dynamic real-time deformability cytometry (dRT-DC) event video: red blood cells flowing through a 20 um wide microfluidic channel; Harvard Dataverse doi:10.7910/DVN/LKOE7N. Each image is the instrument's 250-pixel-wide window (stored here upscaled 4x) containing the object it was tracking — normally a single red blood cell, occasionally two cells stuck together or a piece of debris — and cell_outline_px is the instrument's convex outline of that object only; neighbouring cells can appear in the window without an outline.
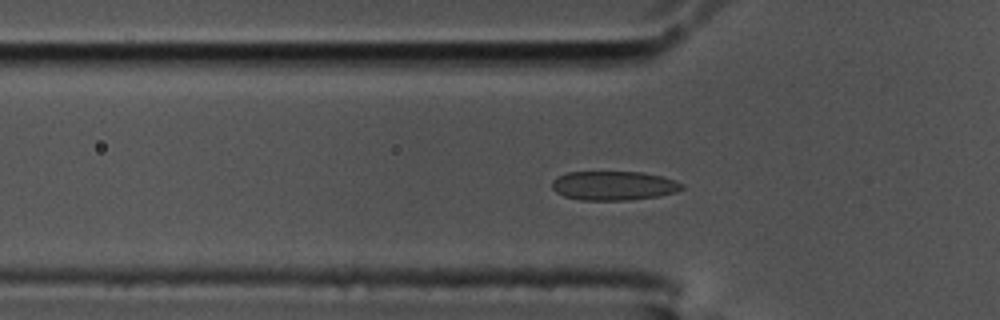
{"species": "common noctule bat (a hibernating species)", "species_latin": "Nyctalus noctula", "temperature_condition": "cold", "stored_images_in_passage": 53, "camera_frame_rate_fps": 3000, "um_per_image_px": 0.085, "animal": {"sex": "male", "body_mass_g": 17.5, "forearm_length_mm": 52.3}, "frame": {"image": 1, "passage_image": 14, "time_ms": 4.333, "image_size_px": [1000, 320], "cell_outline_px": [[684, 188], [676, 192], [660, 196], [628, 200], [580, 200], [564, 196], [556, 192], [552, 188], [552, 180], [556, 176], [568, 172], [644, 172], [664, 176], [684, 184]], "centroid_in_image_um": [52.18, 15.78], "position_along_channel_um": 73.6, "area_um2": 22.31}}
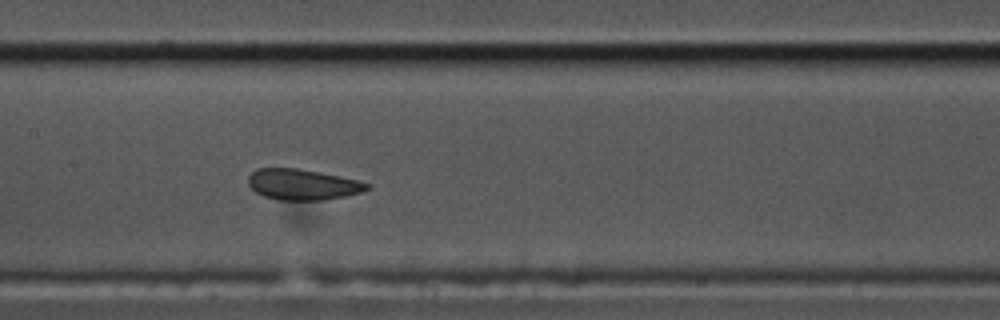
{"frame": {"image": 2, "passage_image": 23, "time_ms": 7.333, "image_size_px": [1000, 320], "cell_outline_px": [[372, 188], [364, 192], [324, 200], [276, 200], [264, 196], [256, 192], [248, 184], [248, 176], [256, 168], [296, 168], [320, 172], [360, 180], [372, 184]], "centroid_in_image_um": [25.77, 15.68], "position_along_channel_um": 181.6, "area_um2": 21.62}}
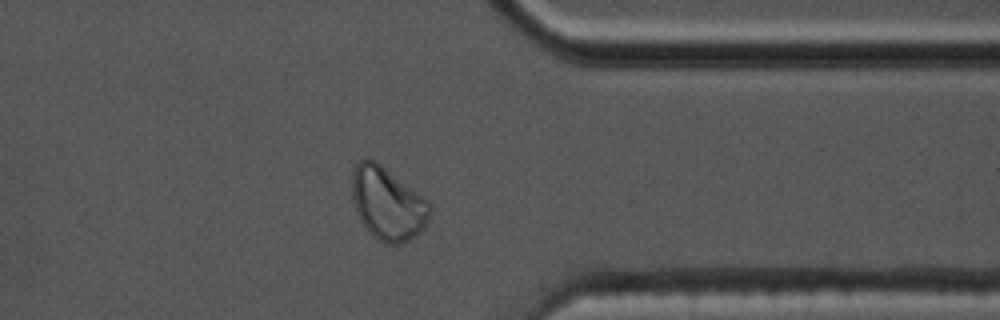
{"frame": {"image": 3, "passage_image": 40, "time_ms": 13.0, "image_size_px": [1000, 320], "cell_outline_px": [[428, 220], [424, 228], [416, 236], [400, 244], [384, 244], [372, 236], [368, 232], [360, 220], [356, 212], [352, 196], [352, 172], [356, 164], [360, 160], [376, 160], [420, 196], [428, 204]], "centroid_in_image_um": [32.88, 17.34], "position_along_channel_um": 378.5, "area_um2": 32.43}}